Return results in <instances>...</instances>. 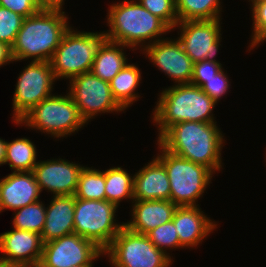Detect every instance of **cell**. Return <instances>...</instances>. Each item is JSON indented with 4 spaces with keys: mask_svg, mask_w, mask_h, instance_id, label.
Here are the masks:
<instances>
[{
    "mask_svg": "<svg viewBox=\"0 0 266 267\" xmlns=\"http://www.w3.org/2000/svg\"><path fill=\"white\" fill-rule=\"evenodd\" d=\"M216 123L179 122L170 126L157 142L167 151L209 168L222 167L223 137Z\"/></svg>",
    "mask_w": 266,
    "mask_h": 267,
    "instance_id": "1",
    "label": "cell"
},
{
    "mask_svg": "<svg viewBox=\"0 0 266 267\" xmlns=\"http://www.w3.org/2000/svg\"><path fill=\"white\" fill-rule=\"evenodd\" d=\"M68 17L61 10L41 9L23 20L14 44L13 61L34 58L32 61L50 62L64 34L69 30Z\"/></svg>",
    "mask_w": 266,
    "mask_h": 267,
    "instance_id": "2",
    "label": "cell"
},
{
    "mask_svg": "<svg viewBox=\"0 0 266 267\" xmlns=\"http://www.w3.org/2000/svg\"><path fill=\"white\" fill-rule=\"evenodd\" d=\"M158 99L152 118L159 125V137L179 122L216 123L211 113L217 103L198 86L177 84Z\"/></svg>",
    "mask_w": 266,
    "mask_h": 267,
    "instance_id": "3",
    "label": "cell"
},
{
    "mask_svg": "<svg viewBox=\"0 0 266 267\" xmlns=\"http://www.w3.org/2000/svg\"><path fill=\"white\" fill-rule=\"evenodd\" d=\"M107 23L110 30L105 34L106 40L120 43L131 49L140 46L146 40L148 45L159 41L158 37L171 29L157 16L151 14L139 1H123L110 6ZM157 38V40H156ZM153 39V41H152ZM150 43V44H149Z\"/></svg>",
    "mask_w": 266,
    "mask_h": 267,
    "instance_id": "4",
    "label": "cell"
},
{
    "mask_svg": "<svg viewBox=\"0 0 266 267\" xmlns=\"http://www.w3.org/2000/svg\"><path fill=\"white\" fill-rule=\"evenodd\" d=\"M105 40L104 32H80L70 27L50 60L56 80H70L90 72L97 51Z\"/></svg>",
    "mask_w": 266,
    "mask_h": 267,
    "instance_id": "5",
    "label": "cell"
},
{
    "mask_svg": "<svg viewBox=\"0 0 266 267\" xmlns=\"http://www.w3.org/2000/svg\"><path fill=\"white\" fill-rule=\"evenodd\" d=\"M156 157L165 167L170 183V200L177 206H197L211 182L213 172L204 165L194 163L164 149Z\"/></svg>",
    "mask_w": 266,
    "mask_h": 267,
    "instance_id": "6",
    "label": "cell"
},
{
    "mask_svg": "<svg viewBox=\"0 0 266 267\" xmlns=\"http://www.w3.org/2000/svg\"><path fill=\"white\" fill-rule=\"evenodd\" d=\"M14 122L24 123L56 138L77 132L86 123L69 93L65 96L51 95L45 98L19 121Z\"/></svg>",
    "mask_w": 266,
    "mask_h": 267,
    "instance_id": "7",
    "label": "cell"
},
{
    "mask_svg": "<svg viewBox=\"0 0 266 267\" xmlns=\"http://www.w3.org/2000/svg\"><path fill=\"white\" fill-rule=\"evenodd\" d=\"M117 206L107 200H84L75 197L74 233L93 242L103 252L123 224L115 223Z\"/></svg>",
    "mask_w": 266,
    "mask_h": 267,
    "instance_id": "8",
    "label": "cell"
},
{
    "mask_svg": "<svg viewBox=\"0 0 266 267\" xmlns=\"http://www.w3.org/2000/svg\"><path fill=\"white\" fill-rule=\"evenodd\" d=\"M108 254L113 267H169L172 259L159 250L145 234L123 226L109 247Z\"/></svg>",
    "mask_w": 266,
    "mask_h": 267,
    "instance_id": "9",
    "label": "cell"
},
{
    "mask_svg": "<svg viewBox=\"0 0 266 267\" xmlns=\"http://www.w3.org/2000/svg\"><path fill=\"white\" fill-rule=\"evenodd\" d=\"M56 78L50 62L31 61L19 75L13 96V121H19L34 106L52 95Z\"/></svg>",
    "mask_w": 266,
    "mask_h": 267,
    "instance_id": "10",
    "label": "cell"
},
{
    "mask_svg": "<svg viewBox=\"0 0 266 267\" xmlns=\"http://www.w3.org/2000/svg\"><path fill=\"white\" fill-rule=\"evenodd\" d=\"M69 83V94L86 123L98 113L124 111L113 98L109 82L91 71L73 77Z\"/></svg>",
    "mask_w": 266,
    "mask_h": 267,
    "instance_id": "11",
    "label": "cell"
},
{
    "mask_svg": "<svg viewBox=\"0 0 266 267\" xmlns=\"http://www.w3.org/2000/svg\"><path fill=\"white\" fill-rule=\"evenodd\" d=\"M101 254L103 251L93 242L71 233L43 243L38 267H92L93 260Z\"/></svg>",
    "mask_w": 266,
    "mask_h": 267,
    "instance_id": "12",
    "label": "cell"
},
{
    "mask_svg": "<svg viewBox=\"0 0 266 267\" xmlns=\"http://www.w3.org/2000/svg\"><path fill=\"white\" fill-rule=\"evenodd\" d=\"M220 18L216 20H187L178 22L180 37L185 53L196 63L207 60L218 62L215 58L221 39Z\"/></svg>",
    "mask_w": 266,
    "mask_h": 267,
    "instance_id": "13",
    "label": "cell"
},
{
    "mask_svg": "<svg viewBox=\"0 0 266 267\" xmlns=\"http://www.w3.org/2000/svg\"><path fill=\"white\" fill-rule=\"evenodd\" d=\"M146 56L178 84H190L194 62L185 53L179 40L160 39L151 45L144 44Z\"/></svg>",
    "mask_w": 266,
    "mask_h": 267,
    "instance_id": "14",
    "label": "cell"
},
{
    "mask_svg": "<svg viewBox=\"0 0 266 267\" xmlns=\"http://www.w3.org/2000/svg\"><path fill=\"white\" fill-rule=\"evenodd\" d=\"M83 168L64 159H53L39 161L32 172L41 191L46 189L54 196H68L75 194Z\"/></svg>",
    "mask_w": 266,
    "mask_h": 267,
    "instance_id": "15",
    "label": "cell"
},
{
    "mask_svg": "<svg viewBox=\"0 0 266 267\" xmlns=\"http://www.w3.org/2000/svg\"><path fill=\"white\" fill-rule=\"evenodd\" d=\"M41 235L26 230L13 229L0 235V262L7 264L39 265L42 257Z\"/></svg>",
    "mask_w": 266,
    "mask_h": 267,
    "instance_id": "16",
    "label": "cell"
},
{
    "mask_svg": "<svg viewBox=\"0 0 266 267\" xmlns=\"http://www.w3.org/2000/svg\"><path fill=\"white\" fill-rule=\"evenodd\" d=\"M40 192L32 171L13 172L0 180V212L32 204L39 200Z\"/></svg>",
    "mask_w": 266,
    "mask_h": 267,
    "instance_id": "17",
    "label": "cell"
},
{
    "mask_svg": "<svg viewBox=\"0 0 266 267\" xmlns=\"http://www.w3.org/2000/svg\"><path fill=\"white\" fill-rule=\"evenodd\" d=\"M180 244L196 247L217 226L197 206H178L172 219Z\"/></svg>",
    "mask_w": 266,
    "mask_h": 267,
    "instance_id": "18",
    "label": "cell"
},
{
    "mask_svg": "<svg viewBox=\"0 0 266 267\" xmlns=\"http://www.w3.org/2000/svg\"><path fill=\"white\" fill-rule=\"evenodd\" d=\"M131 221L124 223L129 230L147 235L156 227L173 219L177 209L171 200H133ZM133 219V220H132Z\"/></svg>",
    "mask_w": 266,
    "mask_h": 267,
    "instance_id": "19",
    "label": "cell"
},
{
    "mask_svg": "<svg viewBox=\"0 0 266 267\" xmlns=\"http://www.w3.org/2000/svg\"><path fill=\"white\" fill-rule=\"evenodd\" d=\"M133 200H170L168 174L157 158L134 175Z\"/></svg>",
    "mask_w": 266,
    "mask_h": 267,
    "instance_id": "20",
    "label": "cell"
},
{
    "mask_svg": "<svg viewBox=\"0 0 266 267\" xmlns=\"http://www.w3.org/2000/svg\"><path fill=\"white\" fill-rule=\"evenodd\" d=\"M75 196H53L48 208L41 233L42 242L74 233Z\"/></svg>",
    "mask_w": 266,
    "mask_h": 267,
    "instance_id": "21",
    "label": "cell"
},
{
    "mask_svg": "<svg viewBox=\"0 0 266 267\" xmlns=\"http://www.w3.org/2000/svg\"><path fill=\"white\" fill-rule=\"evenodd\" d=\"M123 47L128 46L105 40L97 51L91 72L104 81H111L127 64Z\"/></svg>",
    "mask_w": 266,
    "mask_h": 267,
    "instance_id": "22",
    "label": "cell"
},
{
    "mask_svg": "<svg viewBox=\"0 0 266 267\" xmlns=\"http://www.w3.org/2000/svg\"><path fill=\"white\" fill-rule=\"evenodd\" d=\"M141 73L134 64H126L124 68L111 80L109 86L113 98L125 110L139 98L135 89L139 86Z\"/></svg>",
    "mask_w": 266,
    "mask_h": 267,
    "instance_id": "23",
    "label": "cell"
},
{
    "mask_svg": "<svg viewBox=\"0 0 266 267\" xmlns=\"http://www.w3.org/2000/svg\"><path fill=\"white\" fill-rule=\"evenodd\" d=\"M36 147L27 138L15 139L6 144L5 163H9L13 172H29L38 162H36Z\"/></svg>",
    "mask_w": 266,
    "mask_h": 267,
    "instance_id": "24",
    "label": "cell"
},
{
    "mask_svg": "<svg viewBox=\"0 0 266 267\" xmlns=\"http://www.w3.org/2000/svg\"><path fill=\"white\" fill-rule=\"evenodd\" d=\"M220 0H176L178 22L220 18Z\"/></svg>",
    "mask_w": 266,
    "mask_h": 267,
    "instance_id": "25",
    "label": "cell"
},
{
    "mask_svg": "<svg viewBox=\"0 0 266 267\" xmlns=\"http://www.w3.org/2000/svg\"><path fill=\"white\" fill-rule=\"evenodd\" d=\"M133 179L126 170L121 167H113L105 170V194L106 200L117 207L123 199L133 200Z\"/></svg>",
    "mask_w": 266,
    "mask_h": 267,
    "instance_id": "26",
    "label": "cell"
},
{
    "mask_svg": "<svg viewBox=\"0 0 266 267\" xmlns=\"http://www.w3.org/2000/svg\"><path fill=\"white\" fill-rule=\"evenodd\" d=\"M74 196L84 200H106L105 171L84 167Z\"/></svg>",
    "mask_w": 266,
    "mask_h": 267,
    "instance_id": "27",
    "label": "cell"
},
{
    "mask_svg": "<svg viewBox=\"0 0 266 267\" xmlns=\"http://www.w3.org/2000/svg\"><path fill=\"white\" fill-rule=\"evenodd\" d=\"M13 227L41 235L46 219V207L39 200L16 210Z\"/></svg>",
    "mask_w": 266,
    "mask_h": 267,
    "instance_id": "28",
    "label": "cell"
},
{
    "mask_svg": "<svg viewBox=\"0 0 266 267\" xmlns=\"http://www.w3.org/2000/svg\"><path fill=\"white\" fill-rule=\"evenodd\" d=\"M147 236L159 250H162L167 255L168 253L166 250L168 249L184 248L180 244L178 233L172 220L156 227L150 231Z\"/></svg>",
    "mask_w": 266,
    "mask_h": 267,
    "instance_id": "29",
    "label": "cell"
},
{
    "mask_svg": "<svg viewBox=\"0 0 266 267\" xmlns=\"http://www.w3.org/2000/svg\"><path fill=\"white\" fill-rule=\"evenodd\" d=\"M151 14L160 18L171 30L178 23L176 0H138Z\"/></svg>",
    "mask_w": 266,
    "mask_h": 267,
    "instance_id": "30",
    "label": "cell"
},
{
    "mask_svg": "<svg viewBox=\"0 0 266 267\" xmlns=\"http://www.w3.org/2000/svg\"><path fill=\"white\" fill-rule=\"evenodd\" d=\"M24 17L0 6V41L11 47L22 27Z\"/></svg>",
    "mask_w": 266,
    "mask_h": 267,
    "instance_id": "31",
    "label": "cell"
},
{
    "mask_svg": "<svg viewBox=\"0 0 266 267\" xmlns=\"http://www.w3.org/2000/svg\"><path fill=\"white\" fill-rule=\"evenodd\" d=\"M253 17V36L251 48L266 41V0L256 3L252 6ZM261 42V43H260Z\"/></svg>",
    "mask_w": 266,
    "mask_h": 267,
    "instance_id": "32",
    "label": "cell"
},
{
    "mask_svg": "<svg viewBox=\"0 0 266 267\" xmlns=\"http://www.w3.org/2000/svg\"><path fill=\"white\" fill-rule=\"evenodd\" d=\"M229 85L227 75L221 69L210 79H204V84L200 88L217 103L223 94L227 93Z\"/></svg>",
    "mask_w": 266,
    "mask_h": 267,
    "instance_id": "33",
    "label": "cell"
},
{
    "mask_svg": "<svg viewBox=\"0 0 266 267\" xmlns=\"http://www.w3.org/2000/svg\"><path fill=\"white\" fill-rule=\"evenodd\" d=\"M222 69L219 62H210L207 60L194 63L193 75L190 84L201 87L204 79H210Z\"/></svg>",
    "mask_w": 266,
    "mask_h": 267,
    "instance_id": "34",
    "label": "cell"
},
{
    "mask_svg": "<svg viewBox=\"0 0 266 267\" xmlns=\"http://www.w3.org/2000/svg\"><path fill=\"white\" fill-rule=\"evenodd\" d=\"M0 6L16 12L24 18L41 10L36 0H0Z\"/></svg>",
    "mask_w": 266,
    "mask_h": 267,
    "instance_id": "35",
    "label": "cell"
},
{
    "mask_svg": "<svg viewBox=\"0 0 266 267\" xmlns=\"http://www.w3.org/2000/svg\"><path fill=\"white\" fill-rule=\"evenodd\" d=\"M40 9L62 10L64 0H36Z\"/></svg>",
    "mask_w": 266,
    "mask_h": 267,
    "instance_id": "36",
    "label": "cell"
},
{
    "mask_svg": "<svg viewBox=\"0 0 266 267\" xmlns=\"http://www.w3.org/2000/svg\"><path fill=\"white\" fill-rule=\"evenodd\" d=\"M10 62H13L11 47L0 41V67Z\"/></svg>",
    "mask_w": 266,
    "mask_h": 267,
    "instance_id": "37",
    "label": "cell"
},
{
    "mask_svg": "<svg viewBox=\"0 0 266 267\" xmlns=\"http://www.w3.org/2000/svg\"><path fill=\"white\" fill-rule=\"evenodd\" d=\"M6 144L7 142L0 138V165L5 163Z\"/></svg>",
    "mask_w": 266,
    "mask_h": 267,
    "instance_id": "38",
    "label": "cell"
},
{
    "mask_svg": "<svg viewBox=\"0 0 266 267\" xmlns=\"http://www.w3.org/2000/svg\"><path fill=\"white\" fill-rule=\"evenodd\" d=\"M0 267H37V266H32L28 264H7L0 262Z\"/></svg>",
    "mask_w": 266,
    "mask_h": 267,
    "instance_id": "39",
    "label": "cell"
},
{
    "mask_svg": "<svg viewBox=\"0 0 266 267\" xmlns=\"http://www.w3.org/2000/svg\"><path fill=\"white\" fill-rule=\"evenodd\" d=\"M249 1L252 2V6H253L254 4L264 1V0H249Z\"/></svg>",
    "mask_w": 266,
    "mask_h": 267,
    "instance_id": "40",
    "label": "cell"
}]
</instances>
